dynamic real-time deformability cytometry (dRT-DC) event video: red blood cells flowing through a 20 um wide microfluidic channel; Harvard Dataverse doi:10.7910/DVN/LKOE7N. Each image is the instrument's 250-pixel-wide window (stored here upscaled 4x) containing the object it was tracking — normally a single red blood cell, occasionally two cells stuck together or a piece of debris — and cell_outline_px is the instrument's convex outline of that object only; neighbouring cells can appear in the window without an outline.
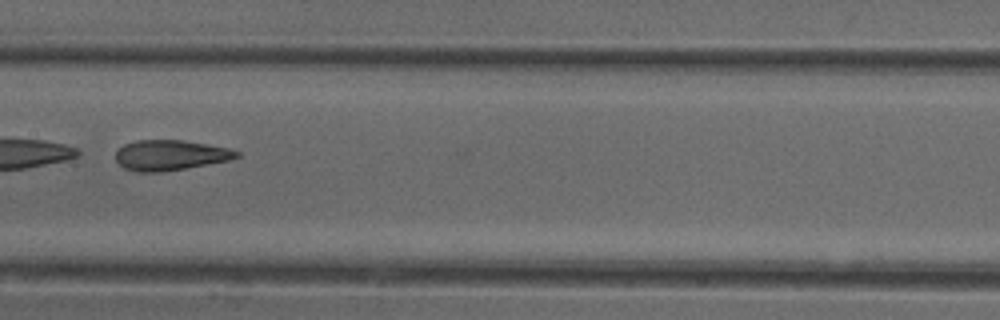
{"species": "common noctule bat (a hibernating species)", "species_latin": "Nyctalus noctula", "temperature_condition": "cold", "stored_images_in_passage": 30, "camera_frame_rate_fps": 3000, "um_per_image_px": 0.085, "animal": {"sex": "female"}, "frame": {"image": 1, "passage_image": 10, "time_ms": 3.0, "image_size_px": [1000, 320], "cell_outline_px": [[240, 156], [228, 160], [184, 168], [160, 172], [136, 172], [124, 168], [116, 160], [116, 152], [124, 144], [136, 140], [180, 140], [228, 148], [240, 152]], "centroid_in_image_um": [14.43, 13.19], "position_along_channel_um": 193.0, "area_um2": 21.04}}